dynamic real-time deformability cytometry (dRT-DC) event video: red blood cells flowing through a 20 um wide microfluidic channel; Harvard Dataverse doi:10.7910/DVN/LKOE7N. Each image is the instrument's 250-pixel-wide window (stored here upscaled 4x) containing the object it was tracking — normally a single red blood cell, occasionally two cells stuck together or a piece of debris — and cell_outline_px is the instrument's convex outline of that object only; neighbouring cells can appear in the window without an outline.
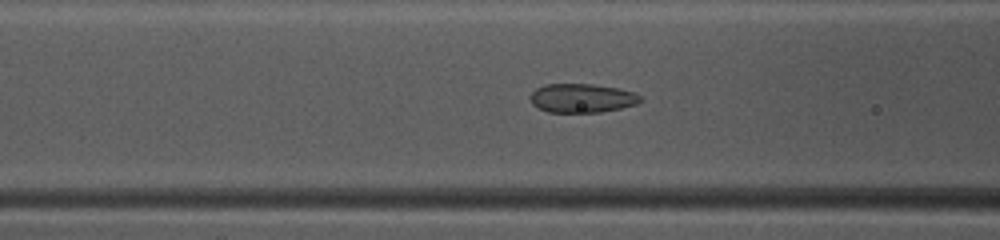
{"species": "common noctule bat (a hibernating species)", "species_latin": "Nyctalus noctula", "temperature_condition": "warm", "stored_images_in_passage": 37, "camera_frame_rate_fps": 3000, "um_per_image_px": 0.085, "animal": {"sex": "female", "body_mass_g": 10.0, "forearm_length_mm": 53.1}, "frame": {"image": 1, "passage_image": 12, "time_ms": 3.667, "image_size_px": [1000, 240], "cell_outline_px": [[644, 100], [636, 104], [620, 108], [600, 112], [548, 112], [532, 104], [532, 92], [536, 88], [544, 84], [592, 84], [616, 88], [632, 92], [640, 96]], "centroid_in_image_um": [49.47, 8.34], "position_along_channel_um": 117.1, "area_um2": 18.32}}
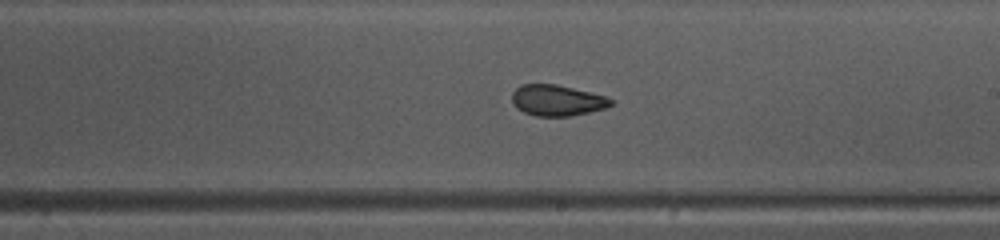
{"frame": {"image": 2, "passage_image": 21, "time_ms": 6.667, "image_size_px": [1000, 240], "cell_outline_px": [[612, 104], [604, 108], [572, 116], [536, 116], [524, 112], [516, 108], [512, 104], [512, 92], [520, 84], [556, 84], [608, 96], [612, 100]], "centroid_in_image_um": [47.32, 8.52], "position_along_channel_um": 241.7, "area_um2": 17.92}}
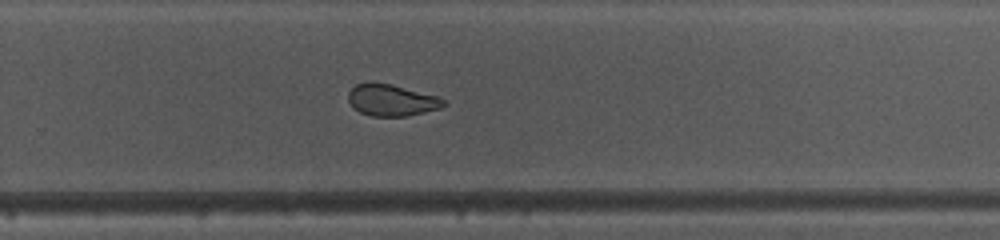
{"frame": {"image": 3, "passage_image": 25, "time_ms": 8.0, "image_size_px": [1000, 240], "cell_outline_px": [[448, 104], [440, 108], [408, 116], [372, 116], [360, 112], [352, 108], [348, 100], [348, 92], [356, 84], [372, 80], [392, 84], [436, 96], [444, 100]], "centroid_in_image_um": [33.24, 8.49], "position_along_channel_um": 296.6, "area_um2": 17.8}, "authors_computed_cell_mechanics": {"area_um2": 18.785, "velocity_mm_per_s": 4.1407, "shape_relaxation_time_tau1_ms": 10.5905, "shape_relaxation_time_tau2_ms": 1.2269, "deformation_change_tau1": 0.1785, "deformation_change_tau2": 0.0404}}